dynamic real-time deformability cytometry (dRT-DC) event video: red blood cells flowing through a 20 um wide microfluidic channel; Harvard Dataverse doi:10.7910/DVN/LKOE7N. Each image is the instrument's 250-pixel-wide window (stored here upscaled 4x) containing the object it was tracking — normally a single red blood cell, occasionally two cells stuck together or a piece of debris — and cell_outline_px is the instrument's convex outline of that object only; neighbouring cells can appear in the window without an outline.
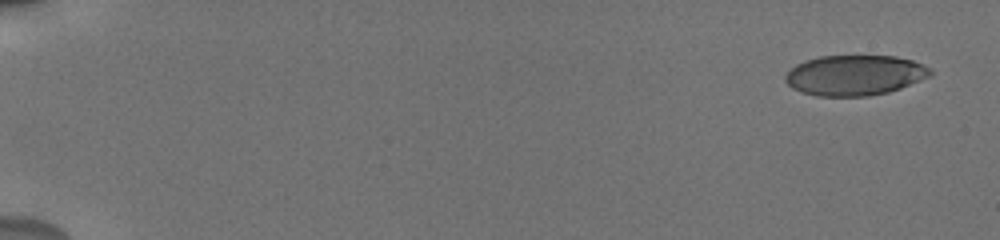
{"species": "human", "species_latin": "Homo sapiens", "temperature_condition": "cold", "stored_images_in_passage": 11, "camera_frame_rate_fps": 3000, "um_per_image_px": 0.085, "donor": {"sex": "male"}, "frame": {"image": 1, "passage_image": 1, "time_ms": 0.0, "image_size_px": [1000, 240], "cell_outline_px": [[932, 76], [900, 88], [888, 92], [868, 96], [816, 96], [800, 92], [792, 88], [784, 80], [784, 76], [796, 64], [804, 60], [820, 56], [896, 56], [912, 60], [932, 68]], "centroid_in_image_um": [72.66, 6.39], "position_along_channel_um": 12.3, "area_um2": 34.28}}